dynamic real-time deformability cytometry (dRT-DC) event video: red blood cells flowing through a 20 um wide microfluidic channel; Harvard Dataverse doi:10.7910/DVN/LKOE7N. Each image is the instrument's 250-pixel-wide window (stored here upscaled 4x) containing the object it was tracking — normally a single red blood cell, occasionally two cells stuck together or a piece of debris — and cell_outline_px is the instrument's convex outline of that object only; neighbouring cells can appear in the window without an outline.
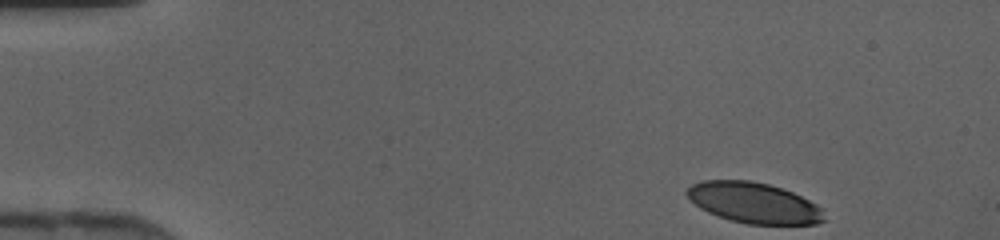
{"species": "human", "species_latin": "Homo sapiens", "temperature_condition": "cold", "stored_images_in_passage": 41, "camera_frame_rate_fps": 3000, "um_per_image_px": 0.085, "donor": {"sex": "female"}, "frame": {"image": 1, "passage_image": 1, "time_ms": 0.0, "image_size_px": [1000, 240], "cell_outline_px": [[828, 220], [816, 224], [748, 224], [732, 220], [708, 212], [700, 208], [684, 192], [692, 184], [700, 180], [748, 180], [768, 184], [792, 192], [824, 208]], "centroid_in_image_um": [64.13, 17.24], "position_along_channel_um": 20.9, "area_um2": 32.54}}
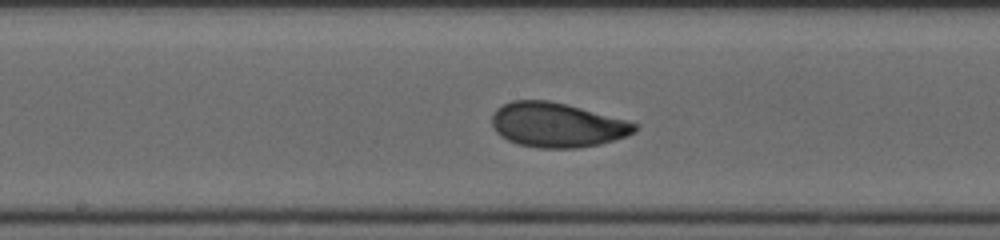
{"frame": {"image": 2, "passage_image": 20, "time_ms": 6.333, "image_size_px": [1000, 240], "cell_outline_px": [[640, 128], [636, 132], [600, 144], [580, 148], [540, 148], [520, 144], [508, 140], [500, 136], [496, 132], [492, 124], [492, 116], [496, 108], [512, 100], [548, 100], [568, 104], [628, 120], [640, 124]], "centroid_in_image_um": [47.38, 10.61], "position_along_channel_um": 200.8, "area_um2": 37.34}}
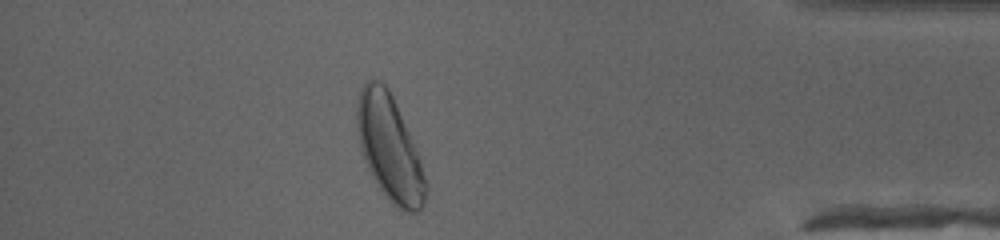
{"frame": {"image": 3, "passage_image": 36, "time_ms": 11.667, "image_size_px": [1000, 240], "cell_outline_px": [[428, 188], [424, 204], [416, 212], [404, 212], [396, 208], [392, 204], [380, 188], [372, 176], [368, 168], [360, 148], [356, 124], [356, 100], [360, 88], [372, 76], [380, 80], [388, 88], [392, 96], [408, 132], [416, 152], [428, 184]], "centroid_in_image_um": [33.08, 12.56], "position_along_channel_um": 402.1, "area_um2": 41.91}}